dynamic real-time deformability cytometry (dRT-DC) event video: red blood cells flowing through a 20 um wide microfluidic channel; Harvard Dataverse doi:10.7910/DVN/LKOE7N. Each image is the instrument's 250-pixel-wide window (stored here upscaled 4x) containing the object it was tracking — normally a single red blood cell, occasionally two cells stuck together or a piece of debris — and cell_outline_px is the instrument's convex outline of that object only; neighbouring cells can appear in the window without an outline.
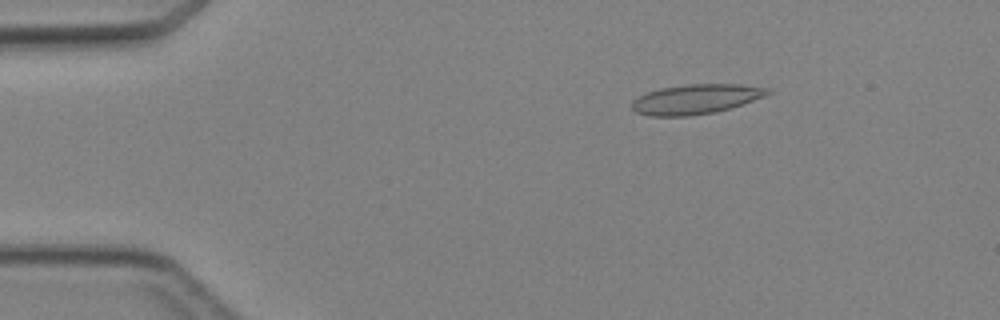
{"species": "Egyptian fruit bat (a non-hibernating species)", "species_latin": "Rousettus aegyptiacus", "temperature_condition": "cold", "stored_images_in_passage": 3, "camera_frame_rate_fps": 3000, "um_per_image_px": 0.085, "animal": {"sex": "female"}, "frame": {"image": 1, "passage_image": 2, "time_ms": 1.0, "image_size_px": [1000, 320], "cell_outline_px": [[772, 92], [764, 96], [732, 108], [716, 112], [688, 116], [648, 116], [636, 112], [632, 108], [632, 100], [648, 92], [660, 88], [688, 84], [740, 84], [772, 88]], "centroid_in_image_um": [59.18, 8.43], "position_along_channel_um": 25.8, "area_um2": 23.64}}